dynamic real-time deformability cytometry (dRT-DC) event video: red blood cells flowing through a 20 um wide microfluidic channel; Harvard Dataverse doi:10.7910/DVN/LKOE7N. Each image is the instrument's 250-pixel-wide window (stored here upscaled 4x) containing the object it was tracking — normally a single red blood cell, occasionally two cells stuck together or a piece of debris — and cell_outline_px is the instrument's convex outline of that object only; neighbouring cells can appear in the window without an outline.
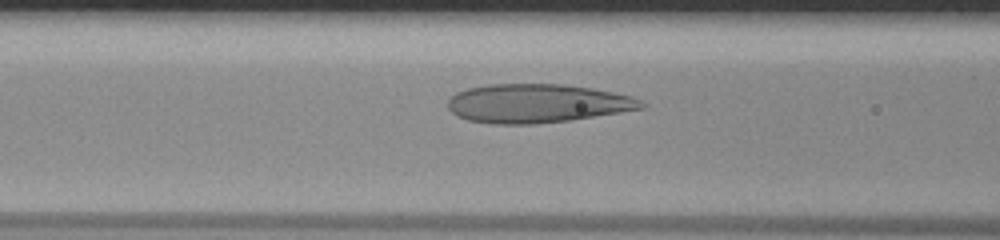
{"species": "human", "species_latin": "Homo sapiens", "temperature_condition": "room temperature", "stored_images_in_passage": 42, "camera_frame_rate_fps": 3000, "um_per_image_px": 0.085, "donor": {"sex": "male"}, "frame": {"image": 1, "passage_image": 14, "time_ms": 4.333, "image_size_px": [1000, 240], "cell_outline_px": [[648, 104], [644, 108], [572, 120], [536, 124], [492, 124], [468, 120], [456, 116], [448, 108], [448, 100], [456, 92], [468, 88], [488, 84], [564, 84], [592, 88], [632, 96]], "centroid_in_image_um": [45.66, 8.79], "position_along_channel_um": 120.9, "area_um2": 43.93}}
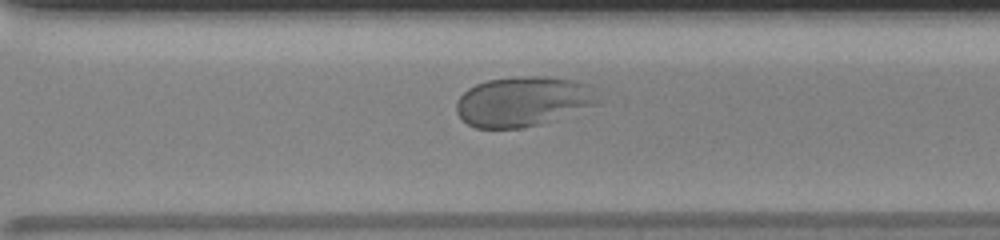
{"frame": {"image": 2, "passage_image": 30, "time_ms": 9.667, "image_size_px": [1000, 240], "cell_outline_px": [[600, 104], [556, 120], [540, 124], [520, 128], [476, 128], [468, 124], [456, 112], [456, 104], [460, 96], [468, 88], [476, 84], [488, 80], [528, 76], [544, 76], [572, 80], [592, 84]], "centroid_in_image_um": [44.52, 8.63], "position_along_channel_um": 326.1, "area_um2": 41.44}}
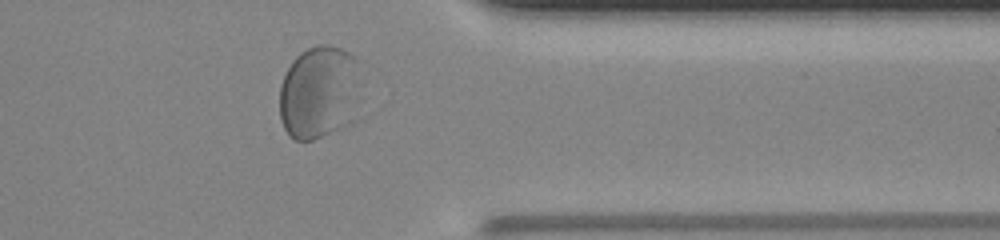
{"frame": {"image": 3, "passage_image": 35, "time_ms": 11.333, "image_size_px": [1000, 240], "cell_outline_px": [[372, 112], [360, 120], [352, 124], [312, 140], [296, 140], [288, 136], [280, 120], [280, 84], [292, 60], [300, 52], [316, 44], [328, 44], [340, 48], [356, 56]], "centroid_in_image_um": [27.38, 7.9], "position_along_channel_um": 384.0, "area_um2": 48.26}}